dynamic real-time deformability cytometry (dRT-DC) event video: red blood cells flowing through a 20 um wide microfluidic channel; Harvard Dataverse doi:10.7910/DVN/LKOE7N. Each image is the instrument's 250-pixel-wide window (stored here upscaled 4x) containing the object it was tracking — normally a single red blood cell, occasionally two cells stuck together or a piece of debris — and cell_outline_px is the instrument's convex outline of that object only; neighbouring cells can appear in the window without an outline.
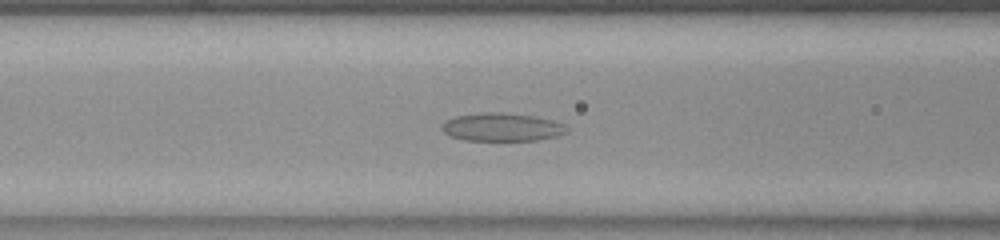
{"species": "common noctule bat (a hibernating species)", "species_latin": "Nyctalus noctula", "temperature_condition": "room temperature", "stored_images_in_passage": 36, "camera_frame_rate_fps": 3000, "um_per_image_px": 0.085, "animal": {"sex": "female", "body_mass_g": 23.0, "forearm_length_mm": 53.4}, "frame": {"image": 1, "passage_image": 6, "time_ms": 1.667, "image_size_px": [1000, 240], "cell_outline_px": [[568, 128], [564, 132], [556, 136], [536, 140], [464, 140], [452, 136], [444, 132], [440, 128], [448, 120], [456, 116], [484, 112], [500, 112], [532, 116], [552, 120], [564, 124]], "centroid_in_image_um": [42.66, 10.8], "position_along_channel_um": 123.9, "area_um2": 20.11}}
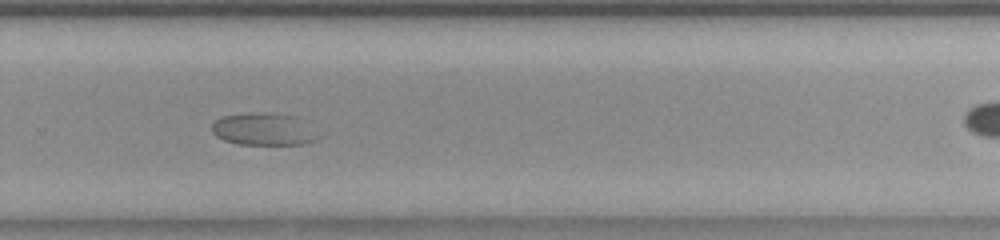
{"frame": {"image": 2, "passage_image": 21, "time_ms": 6.667, "image_size_px": [1000, 240], "cell_outline_px": [[312, 140], [304, 144], [240, 144], [224, 140], [216, 136], [212, 132], [212, 124], [220, 116], [252, 112], [292, 116]], "centroid_in_image_um": [22.08, 10.99], "position_along_channel_um": 307.7, "area_um2": 18.32}}
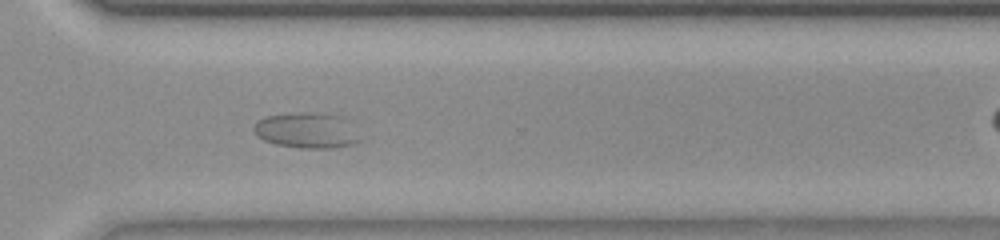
{"frame": {"image": 3, "passage_image": 24, "time_ms": 7.667, "image_size_px": [1000, 240], "cell_outline_px": [[364, 140], [352, 144], [336, 148], [300, 148], [276, 144], [264, 140], [252, 128], [264, 116], [300, 112], [316, 112], [344, 116]], "centroid_in_image_um": [26.15, 11.08], "position_along_channel_um": 344.4, "area_um2": 22.2}}